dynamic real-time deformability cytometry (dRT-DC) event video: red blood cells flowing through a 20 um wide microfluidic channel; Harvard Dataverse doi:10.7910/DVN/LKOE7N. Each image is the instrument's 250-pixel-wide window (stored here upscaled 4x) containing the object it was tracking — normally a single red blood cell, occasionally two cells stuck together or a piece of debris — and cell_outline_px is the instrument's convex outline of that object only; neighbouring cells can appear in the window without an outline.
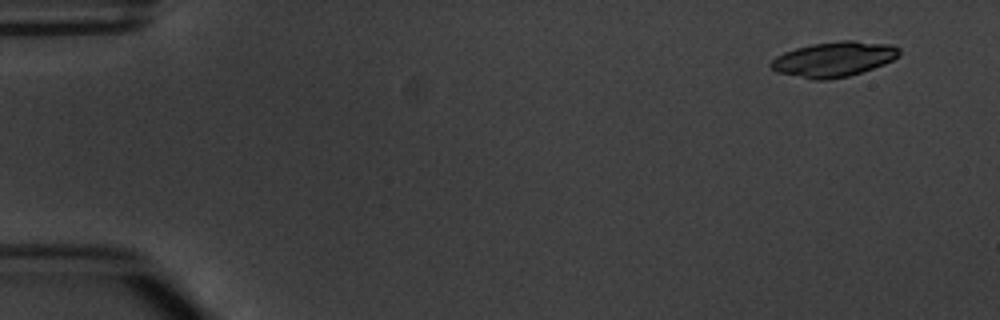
{"species": "common noctule bat (a hibernating species)", "species_latin": "Nyctalus noctula", "temperature_condition": "warm", "stored_images_in_passage": 6, "camera_frame_rate_fps": 3000, "um_per_image_px": 0.085, "animal": {"sex": "male", "body_mass_g": 20.1, "forearm_length_mm": 53.5}, "frame": {"image": 1, "passage_image": 1, "time_ms": 0.0, "image_size_px": [1000, 320], "cell_outline_px": [[900, 56], [884, 64], [848, 76], [828, 80], [812, 80], [776, 72], [768, 64], [776, 56], [784, 52], [796, 48], [812, 44], [840, 40], [856, 40], [892, 44], [900, 48]], "centroid_in_image_um": [70.88, 5.02], "position_along_channel_um": 14.1, "area_um2": 26.41}}